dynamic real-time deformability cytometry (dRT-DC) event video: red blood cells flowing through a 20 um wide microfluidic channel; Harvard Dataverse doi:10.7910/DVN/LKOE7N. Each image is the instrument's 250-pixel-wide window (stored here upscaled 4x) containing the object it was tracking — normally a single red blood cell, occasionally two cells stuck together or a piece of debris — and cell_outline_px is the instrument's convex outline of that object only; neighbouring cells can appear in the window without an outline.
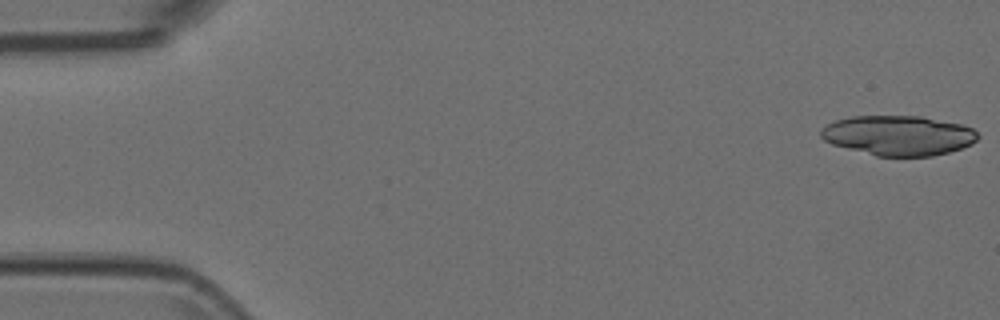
{"species": "Egyptian fruit bat (a non-hibernating species)", "species_latin": "Rousettus aegyptiacus", "temperature_condition": "room temperature", "stored_images_in_passage": 18, "camera_frame_rate_fps": 3000, "um_per_image_px": 0.085, "animal": {"sex": "female"}, "frame": {"image": 1, "passage_image": 1, "time_ms": 0.0, "image_size_px": [1000, 320], "cell_outline_px": [[980, 136], [972, 144], [948, 152], [932, 156], [876, 156], [832, 144], [824, 140], [820, 136], [820, 132], [828, 124], [836, 120], [852, 116], [920, 116], [964, 124], [972, 128]], "centroid_in_image_um": [76.39, 11.51], "position_along_channel_um": 8.6, "area_um2": 36.41}}